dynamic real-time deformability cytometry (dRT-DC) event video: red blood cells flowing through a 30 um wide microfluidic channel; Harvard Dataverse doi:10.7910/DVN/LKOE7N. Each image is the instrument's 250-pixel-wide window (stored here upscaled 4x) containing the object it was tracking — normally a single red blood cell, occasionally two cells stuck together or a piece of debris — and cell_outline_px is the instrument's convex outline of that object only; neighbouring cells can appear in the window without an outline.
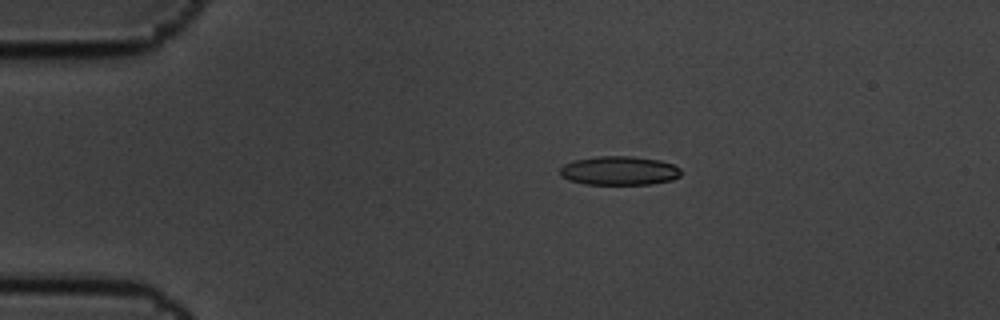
{"species": "common noctule bat (a hibernating species)", "species_latin": "Nyctalus noctula", "temperature_condition": "cold", "stored_images_in_passage": 6, "camera_frame_rate_fps": 3000, "um_per_image_px": 0.085, "animal": {"sex": "male", "body_mass_g": 19.5, "forearm_length_mm": 54.6}, "frame": {"image": 1, "passage_image": 4, "time_ms": 1.0, "image_size_px": [1000, 320], "cell_outline_px": [[680, 176], [672, 180], [652, 184], [584, 184], [568, 180], [560, 176], [560, 168], [564, 164], [572, 160], [596, 156], [632, 156], [660, 160], [672, 164], [680, 168]], "centroid_in_image_um": [52.61, 14.5], "position_along_channel_um": 32.4, "area_um2": 20.58}}